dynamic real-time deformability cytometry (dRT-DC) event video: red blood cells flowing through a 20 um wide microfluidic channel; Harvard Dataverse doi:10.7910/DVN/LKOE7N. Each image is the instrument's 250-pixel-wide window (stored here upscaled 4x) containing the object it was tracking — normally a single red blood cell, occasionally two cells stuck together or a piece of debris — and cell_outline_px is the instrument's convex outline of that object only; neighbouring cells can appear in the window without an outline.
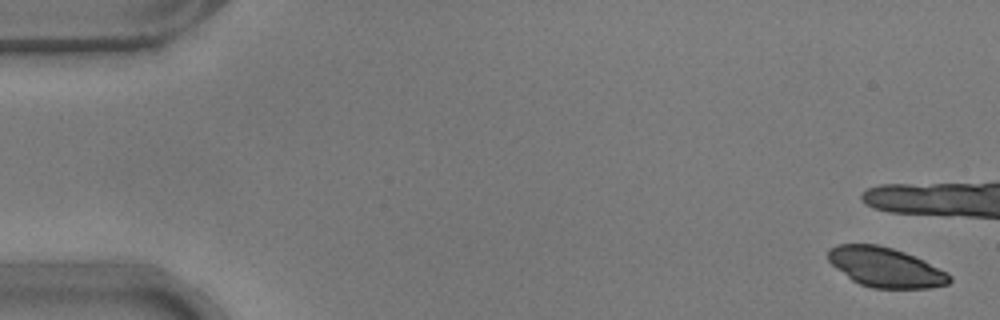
{"species": "common noctule bat (a hibernating species)", "species_latin": "Nyctalus noctula", "temperature_condition": "warm", "stored_images_in_passage": 11, "camera_frame_rate_fps": 3000, "um_per_image_px": 0.085, "animal": {"sex": "male", "body_mass_g": 17.9}, "frame": {"image": 1, "passage_image": 2, "time_ms": 0.333, "image_size_px": [1000, 320], "cell_outline_px": [[952, 280], [948, 284], [928, 288], [872, 288], [860, 284], [852, 280], [836, 268], [828, 260], [828, 248], [836, 244], [876, 244], [892, 248], [904, 252], [924, 260], [948, 272], [952, 276]], "centroid_in_image_um": [75.28, 22.71], "position_along_channel_um": 9.7, "area_um2": 28.15}}